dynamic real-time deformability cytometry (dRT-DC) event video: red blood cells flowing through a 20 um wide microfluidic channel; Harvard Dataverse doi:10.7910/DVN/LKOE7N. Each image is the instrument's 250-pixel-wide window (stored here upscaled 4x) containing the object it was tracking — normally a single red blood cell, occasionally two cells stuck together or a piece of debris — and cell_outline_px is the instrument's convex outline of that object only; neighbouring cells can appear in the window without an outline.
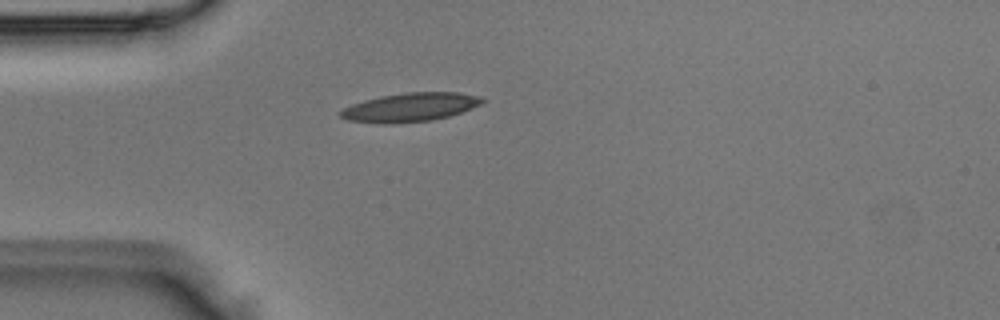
{"species": "Egyptian fruit bat (a non-hibernating species)", "species_latin": "Rousettus aegyptiacus", "temperature_condition": "room temperature", "stored_images_in_passage": 4, "camera_frame_rate_fps": 3000, "um_per_image_px": 0.085, "animal": {"sex": "male"}, "frame": {"image": 1, "passage_image": 4, "time_ms": 1.0, "image_size_px": [1000, 320], "cell_outline_px": [[488, 100], [484, 104], [448, 116], [432, 120], [384, 124], [348, 120], [340, 116], [340, 112], [344, 108], [352, 104], [364, 100], [380, 96], [408, 92], [460, 92], [484, 96]], "centroid_in_image_um": [34.95, 9.1], "position_along_channel_um": 50.0, "area_um2": 23.87}}